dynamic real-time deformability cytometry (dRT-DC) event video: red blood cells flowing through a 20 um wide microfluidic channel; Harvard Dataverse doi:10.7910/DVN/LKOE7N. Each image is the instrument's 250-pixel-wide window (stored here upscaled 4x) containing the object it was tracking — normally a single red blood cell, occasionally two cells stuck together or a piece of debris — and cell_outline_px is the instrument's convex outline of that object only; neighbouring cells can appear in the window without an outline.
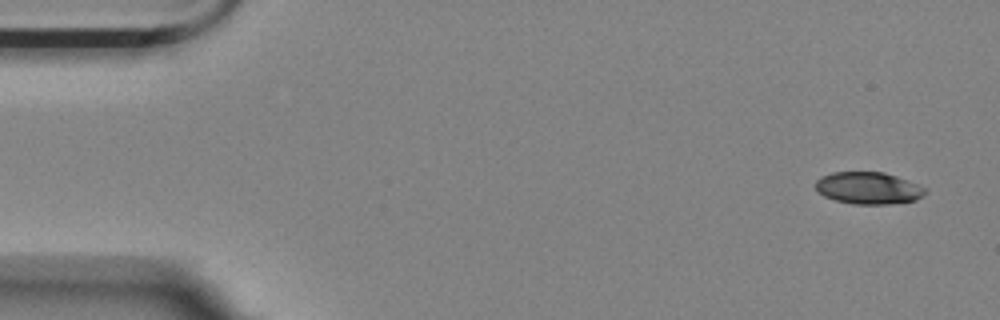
{"species": "Egyptian fruit bat (a non-hibernating species)", "species_latin": "Rousettus aegyptiacus", "temperature_condition": "room temperature", "stored_images_in_passage": 4, "camera_frame_rate_fps": 3000, "um_per_image_px": 0.085, "animal": {"sex": "female"}, "frame": {"image": 1, "passage_image": 1, "time_ms": 0.0, "image_size_px": [1000, 320], "cell_outline_px": [[924, 196], [916, 200], [888, 204], [852, 204], [836, 200], [824, 196], [816, 192], [816, 180], [820, 176], [832, 172], [884, 172], [896, 176], [916, 184], [924, 188]], "centroid_in_image_um": [73.76, 15.99], "position_along_channel_um": 11.2, "area_um2": 20.4}}